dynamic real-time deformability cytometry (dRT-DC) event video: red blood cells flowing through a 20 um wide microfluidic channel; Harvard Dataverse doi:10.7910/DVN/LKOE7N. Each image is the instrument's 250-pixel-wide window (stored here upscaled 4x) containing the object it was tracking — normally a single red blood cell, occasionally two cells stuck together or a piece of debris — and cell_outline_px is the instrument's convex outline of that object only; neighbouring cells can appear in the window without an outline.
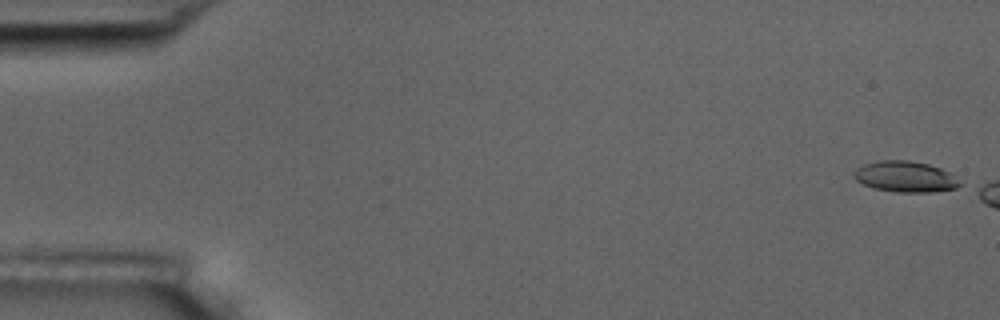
{"species": "common noctule bat (a hibernating species)", "species_latin": "Nyctalus noctula", "temperature_condition": "room temperature", "stored_images_in_passage": 3, "camera_frame_rate_fps": 3000, "um_per_image_px": 0.085, "animal": {"sex": "male", "body_mass_g": 17.5, "forearm_length_mm": 52.3}, "frame": {"image": 1, "passage_image": 1, "time_ms": 0.0, "image_size_px": [1000, 320], "cell_outline_px": [[960, 184], [956, 188], [932, 192], [892, 192], [872, 188], [856, 180], [852, 176], [852, 172], [856, 168], [864, 164], [880, 160], [908, 160], [928, 164], [940, 168], [948, 172]], "centroid_in_image_um": [76.87, 15.02], "position_along_channel_um": 8.1, "area_um2": 19.02}}